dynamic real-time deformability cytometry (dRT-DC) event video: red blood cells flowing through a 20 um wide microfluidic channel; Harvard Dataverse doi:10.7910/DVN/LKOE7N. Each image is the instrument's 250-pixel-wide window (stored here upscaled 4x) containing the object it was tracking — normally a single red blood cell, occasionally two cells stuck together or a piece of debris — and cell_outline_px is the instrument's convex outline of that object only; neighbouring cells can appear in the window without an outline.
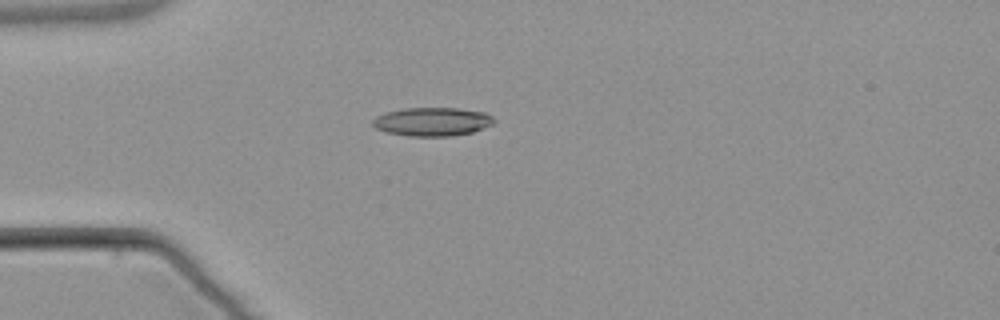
{"species": "common noctule bat (a hibernating species)", "species_latin": "Nyctalus noctula", "temperature_condition": "warm", "stored_images_in_passage": 3, "camera_frame_rate_fps": 3000, "um_per_image_px": 0.085, "animal": {"sex": "male", "body_mass_g": 21.5, "forearm_length_mm": 52.0}, "frame": {"image": 1, "passage_image": 3, "time_ms": 2.667, "image_size_px": [1000, 320], "cell_outline_px": [[496, 120], [492, 124], [484, 128], [472, 132], [452, 136], [408, 136], [384, 132], [376, 128], [372, 124], [372, 120], [376, 116], [388, 112], [404, 108], [456, 108], [484, 112], [492, 116]], "centroid_in_image_um": [36.74, 10.35], "position_along_channel_um": 48.3, "area_um2": 20.23}}